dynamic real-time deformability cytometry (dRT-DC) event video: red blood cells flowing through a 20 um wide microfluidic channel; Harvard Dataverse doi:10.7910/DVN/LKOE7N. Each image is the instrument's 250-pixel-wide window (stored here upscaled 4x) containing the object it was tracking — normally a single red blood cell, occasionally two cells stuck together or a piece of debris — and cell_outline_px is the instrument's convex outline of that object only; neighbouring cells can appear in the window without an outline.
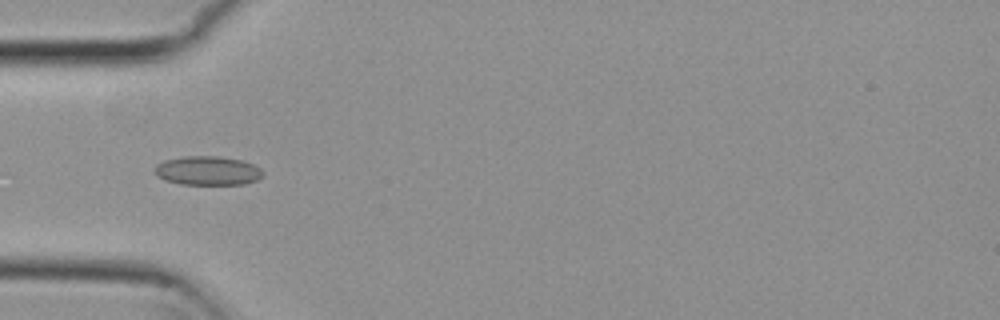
{"species": "common noctule bat (a hibernating species)", "species_latin": "Nyctalus noctula", "temperature_condition": "cold", "stored_images_in_passage": 7, "camera_frame_rate_fps": 3000, "um_per_image_px": 0.085, "animal": {"sex": "female", "body_mass_g": 29.2, "forearm_length_mm": 56.3}, "frame": {"image": 1, "passage_image": 4, "time_ms": 1.0, "image_size_px": [1000, 320], "cell_outline_px": [[264, 176], [256, 180], [244, 184], [180, 184], [164, 180], [156, 176], [156, 164], [164, 160], [184, 156], [220, 156], [240, 160], [252, 164], [260, 168], [264, 172]], "centroid_in_image_um": [17.65, 14.51], "position_along_channel_um": 67.3, "area_um2": 18.32}}
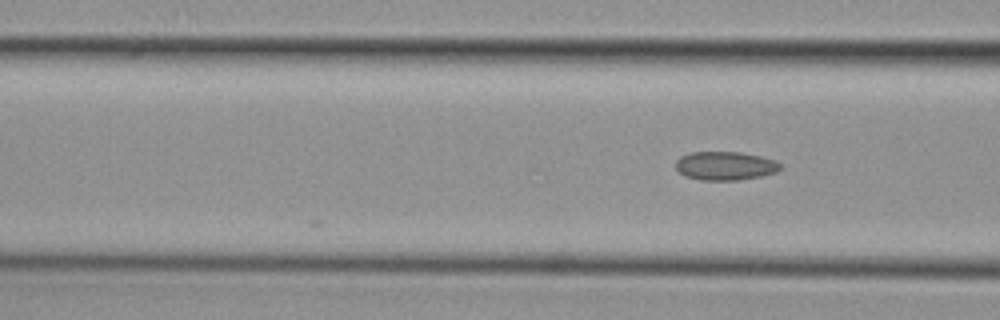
{"frame": {"image": 2, "passage_image": 7, "time_ms": 2.0, "image_size_px": [1000, 320], "cell_outline_px": [[784, 168], [776, 172], [760, 176], [736, 180], [700, 180], [684, 176], [676, 168], [676, 160], [680, 156], [692, 152], [740, 152], [760, 156], [776, 160]], "centroid_in_image_um": [61.65, 14.09], "position_along_channel_um": 105.0, "area_um2": 17.51}}